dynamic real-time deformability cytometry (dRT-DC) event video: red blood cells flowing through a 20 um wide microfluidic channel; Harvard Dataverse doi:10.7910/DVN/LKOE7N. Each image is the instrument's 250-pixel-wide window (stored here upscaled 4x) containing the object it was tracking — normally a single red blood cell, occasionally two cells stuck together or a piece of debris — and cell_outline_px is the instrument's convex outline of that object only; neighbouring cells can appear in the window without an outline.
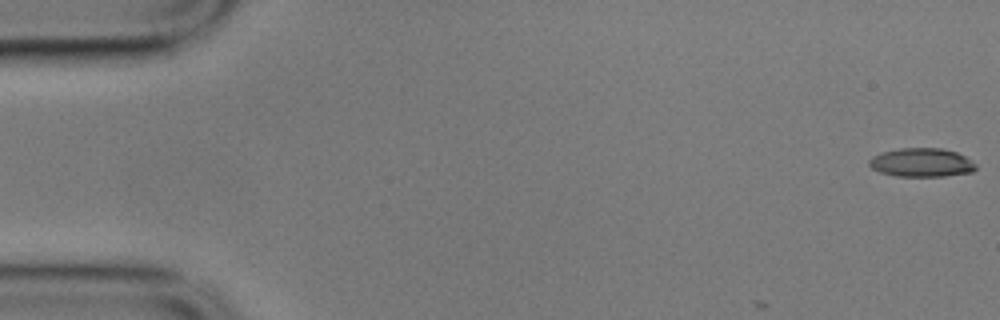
{"species": "common noctule bat (a hibernating species)", "species_latin": "Nyctalus noctula", "temperature_condition": "cold", "stored_images_in_passage": 8, "camera_frame_rate_fps": 3000, "um_per_image_px": 0.085, "animal": {"sex": "male", "body_mass_g": 17.9}, "frame": {"image": 1, "passage_image": 1, "time_ms": 0.0, "image_size_px": [1000, 320], "cell_outline_px": [[976, 168], [972, 172], [944, 176], [896, 176], [880, 172], [872, 168], [868, 164], [868, 160], [872, 156], [884, 152], [900, 148], [940, 148], [956, 152], [964, 156], [976, 164]], "centroid_in_image_um": [78.32, 13.82], "position_along_channel_um": 6.7, "area_um2": 17.74}}